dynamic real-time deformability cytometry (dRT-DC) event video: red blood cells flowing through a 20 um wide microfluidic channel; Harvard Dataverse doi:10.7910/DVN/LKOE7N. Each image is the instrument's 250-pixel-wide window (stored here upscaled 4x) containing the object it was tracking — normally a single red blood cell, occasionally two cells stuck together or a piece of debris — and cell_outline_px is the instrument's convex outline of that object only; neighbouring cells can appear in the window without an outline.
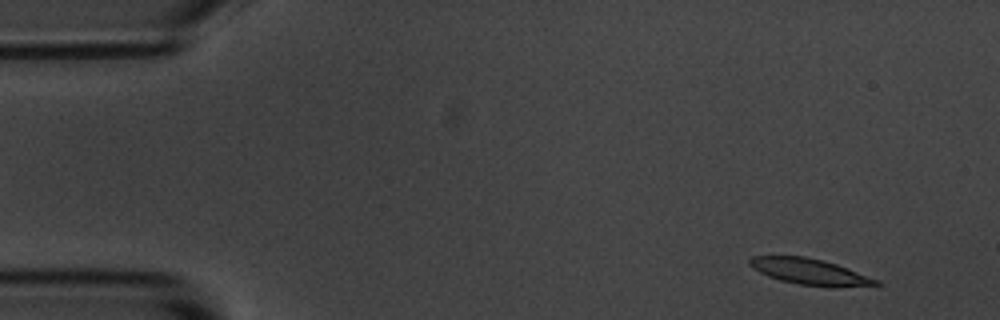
{"species": "common noctule bat (a hibernating species)", "species_latin": "Nyctalus noctula", "temperature_condition": "room temperature", "stored_images_in_passage": 5, "segment_of_instrument_passage": [1, 2], "camera_frame_rate_fps": 3000, "um_per_image_px": 0.085, "animal": {"sex": "male", "body_mass_g": 20.1, "forearm_length_mm": 53.5}, "frame": {"image": 1, "passage_image": 1, "time_ms": 0.0, "image_size_px": [1000, 320], "cell_outline_px": [[884, 284], [836, 288], [800, 284], [780, 280], [768, 276], [752, 268], [748, 264], [748, 260], [752, 256], [804, 256], [824, 260], [836, 264], [880, 280]], "centroid_in_image_um": [68.86, 23.1], "position_along_channel_um": 16.1, "area_um2": 19.31}}